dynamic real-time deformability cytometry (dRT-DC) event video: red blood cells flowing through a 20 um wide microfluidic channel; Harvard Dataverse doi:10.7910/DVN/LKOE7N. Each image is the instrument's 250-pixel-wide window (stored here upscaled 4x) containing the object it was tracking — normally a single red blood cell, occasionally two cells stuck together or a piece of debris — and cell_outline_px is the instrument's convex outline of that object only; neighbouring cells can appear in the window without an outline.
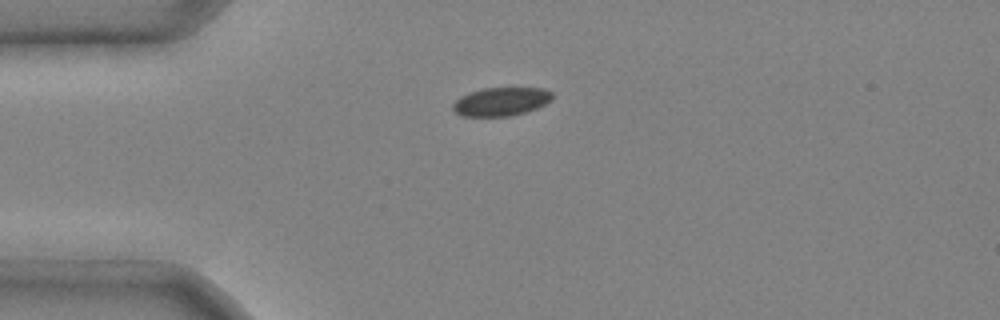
{"species": "common noctule bat (a hibernating species)", "species_latin": "Nyctalus noctula", "temperature_condition": "cold", "stored_images_in_passage": 4, "camera_frame_rate_fps": 3000, "um_per_image_px": 0.085, "animal": {"sex": "male", "body_mass_g": 20.4}, "frame": {"image": 1, "passage_image": 1, "time_ms": 0.0, "image_size_px": [1000, 320], "cell_outline_px": [[552, 100], [536, 108], [512, 116], [464, 116], [456, 112], [452, 108], [452, 104], [460, 96], [484, 88], [544, 88], [552, 92]], "centroid_in_image_um": [42.6, 8.63], "position_along_channel_um": 42.4, "area_um2": 16.36}}
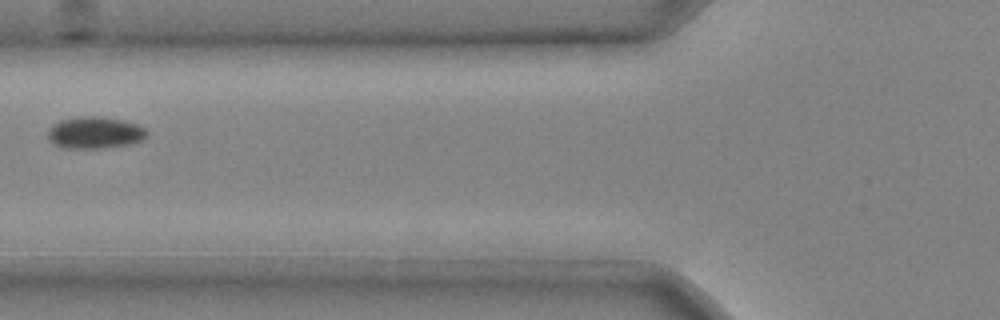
{"frame": {"image": 2, "passage_image": 3, "time_ms": 0.667, "image_size_px": [1000, 320], "cell_outline_px": [[148, 136], [144, 140], [132, 144], [104, 148], [60, 148], [48, 140], [48, 132], [60, 120], [80, 116], [96, 116], [124, 120], [140, 124], [148, 132]], "centroid_in_image_um": [8.13, 11.29], "position_along_channel_um": 117.7, "area_um2": 18.61}}
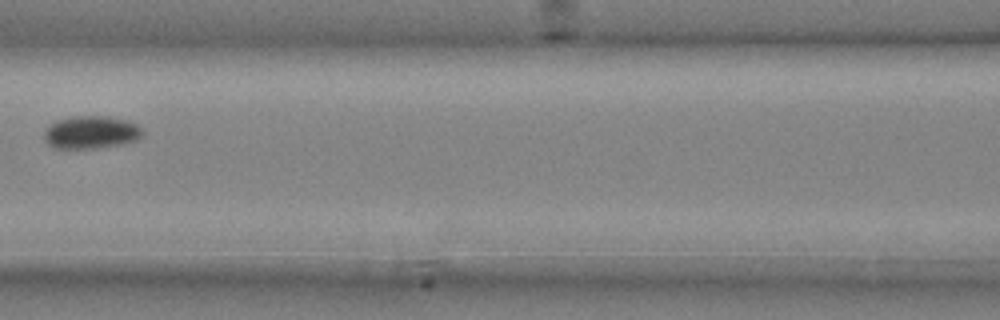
{"frame": {"image": 3, "passage_image": 4, "time_ms": 1.0, "image_size_px": [1000, 320], "cell_outline_px": [[144, 136], [136, 140], [120, 144], [96, 148], [56, 148], [48, 144], [44, 140], [44, 132], [56, 120], [76, 116], [108, 116], [124, 120], [136, 124], [144, 132]], "centroid_in_image_um": [7.75, 11.25], "position_along_channel_um": 158.9, "area_um2": 18.61}}